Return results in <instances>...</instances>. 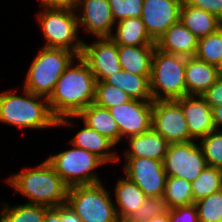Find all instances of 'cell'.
Segmentation results:
<instances>
[{"label":"cell","instance_id":"obj_34","mask_svg":"<svg viewBox=\"0 0 222 222\" xmlns=\"http://www.w3.org/2000/svg\"><path fill=\"white\" fill-rule=\"evenodd\" d=\"M167 210L163 197H147L140 208L131 213L125 222H147Z\"/></svg>","mask_w":222,"mask_h":222},{"label":"cell","instance_id":"obj_32","mask_svg":"<svg viewBox=\"0 0 222 222\" xmlns=\"http://www.w3.org/2000/svg\"><path fill=\"white\" fill-rule=\"evenodd\" d=\"M199 222H222V190L194 203Z\"/></svg>","mask_w":222,"mask_h":222},{"label":"cell","instance_id":"obj_18","mask_svg":"<svg viewBox=\"0 0 222 222\" xmlns=\"http://www.w3.org/2000/svg\"><path fill=\"white\" fill-rule=\"evenodd\" d=\"M221 76V69L196 57H186L185 83L187 95L204 94Z\"/></svg>","mask_w":222,"mask_h":222},{"label":"cell","instance_id":"obj_39","mask_svg":"<svg viewBox=\"0 0 222 222\" xmlns=\"http://www.w3.org/2000/svg\"><path fill=\"white\" fill-rule=\"evenodd\" d=\"M79 0H39L40 6L75 8Z\"/></svg>","mask_w":222,"mask_h":222},{"label":"cell","instance_id":"obj_30","mask_svg":"<svg viewBox=\"0 0 222 222\" xmlns=\"http://www.w3.org/2000/svg\"><path fill=\"white\" fill-rule=\"evenodd\" d=\"M195 57L222 68V27L214 33L199 38Z\"/></svg>","mask_w":222,"mask_h":222},{"label":"cell","instance_id":"obj_23","mask_svg":"<svg viewBox=\"0 0 222 222\" xmlns=\"http://www.w3.org/2000/svg\"><path fill=\"white\" fill-rule=\"evenodd\" d=\"M116 31L110 37L120 46H156L141 18H125L115 23Z\"/></svg>","mask_w":222,"mask_h":222},{"label":"cell","instance_id":"obj_8","mask_svg":"<svg viewBox=\"0 0 222 222\" xmlns=\"http://www.w3.org/2000/svg\"><path fill=\"white\" fill-rule=\"evenodd\" d=\"M69 150L50 155L47 161L68 187L96 184L101 178L93 172L106 164L96 154L74 145Z\"/></svg>","mask_w":222,"mask_h":222},{"label":"cell","instance_id":"obj_16","mask_svg":"<svg viewBox=\"0 0 222 222\" xmlns=\"http://www.w3.org/2000/svg\"><path fill=\"white\" fill-rule=\"evenodd\" d=\"M187 121L191 138L196 141L216 130L212 108L200 95H186L176 99Z\"/></svg>","mask_w":222,"mask_h":222},{"label":"cell","instance_id":"obj_36","mask_svg":"<svg viewBox=\"0 0 222 222\" xmlns=\"http://www.w3.org/2000/svg\"><path fill=\"white\" fill-rule=\"evenodd\" d=\"M169 222H199L195 204L169 209Z\"/></svg>","mask_w":222,"mask_h":222},{"label":"cell","instance_id":"obj_26","mask_svg":"<svg viewBox=\"0 0 222 222\" xmlns=\"http://www.w3.org/2000/svg\"><path fill=\"white\" fill-rule=\"evenodd\" d=\"M149 78L150 75H136L125 70H120L109 76L105 82L121 89L133 99L153 101Z\"/></svg>","mask_w":222,"mask_h":222},{"label":"cell","instance_id":"obj_35","mask_svg":"<svg viewBox=\"0 0 222 222\" xmlns=\"http://www.w3.org/2000/svg\"><path fill=\"white\" fill-rule=\"evenodd\" d=\"M113 19L116 22L125 18H141L143 0H108Z\"/></svg>","mask_w":222,"mask_h":222},{"label":"cell","instance_id":"obj_31","mask_svg":"<svg viewBox=\"0 0 222 222\" xmlns=\"http://www.w3.org/2000/svg\"><path fill=\"white\" fill-rule=\"evenodd\" d=\"M132 99L127 93L105 81L96 82L94 103L100 107L109 109Z\"/></svg>","mask_w":222,"mask_h":222},{"label":"cell","instance_id":"obj_21","mask_svg":"<svg viewBox=\"0 0 222 222\" xmlns=\"http://www.w3.org/2000/svg\"><path fill=\"white\" fill-rule=\"evenodd\" d=\"M70 143L78 148H82L96 154L105 163H115L120 159L119 154L112 152L111 149L116 145L106 136L89 128L84 122L83 128L76 133Z\"/></svg>","mask_w":222,"mask_h":222},{"label":"cell","instance_id":"obj_37","mask_svg":"<svg viewBox=\"0 0 222 222\" xmlns=\"http://www.w3.org/2000/svg\"><path fill=\"white\" fill-rule=\"evenodd\" d=\"M192 7L211 13L222 21V0H184Z\"/></svg>","mask_w":222,"mask_h":222},{"label":"cell","instance_id":"obj_20","mask_svg":"<svg viewBox=\"0 0 222 222\" xmlns=\"http://www.w3.org/2000/svg\"><path fill=\"white\" fill-rule=\"evenodd\" d=\"M129 149L124 152L125 158H150L163 161L170 143L153 128L147 132L128 137Z\"/></svg>","mask_w":222,"mask_h":222},{"label":"cell","instance_id":"obj_9","mask_svg":"<svg viewBox=\"0 0 222 222\" xmlns=\"http://www.w3.org/2000/svg\"><path fill=\"white\" fill-rule=\"evenodd\" d=\"M167 177L194 181L207 166L201 147L196 141L170 144L163 160Z\"/></svg>","mask_w":222,"mask_h":222},{"label":"cell","instance_id":"obj_3","mask_svg":"<svg viewBox=\"0 0 222 222\" xmlns=\"http://www.w3.org/2000/svg\"><path fill=\"white\" fill-rule=\"evenodd\" d=\"M14 91L0 92V122L24 129L55 128L57 120L53 117L48 99L23 89L24 96ZM17 94V95H16Z\"/></svg>","mask_w":222,"mask_h":222},{"label":"cell","instance_id":"obj_25","mask_svg":"<svg viewBox=\"0 0 222 222\" xmlns=\"http://www.w3.org/2000/svg\"><path fill=\"white\" fill-rule=\"evenodd\" d=\"M156 46L118 45L121 69L136 75H151L152 57Z\"/></svg>","mask_w":222,"mask_h":222},{"label":"cell","instance_id":"obj_17","mask_svg":"<svg viewBox=\"0 0 222 222\" xmlns=\"http://www.w3.org/2000/svg\"><path fill=\"white\" fill-rule=\"evenodd\" d=\"M80 118L89 128L96 130L101 135L106 136L115 145L120 142V130L117 122L112 117L109 109L100 107L95 103L84 108L77 116H67L57 121V126L74 125L70 119ZM73 123V124H72Z\"/></svg>","mask_w":222,"mask_h":222},{"label":"cell","instance_id":"obj_14","mask_svg":"<svg viewBox=\"0 0 222 222\" xmlns=\"http://www.w3.org/2000/svg\"><path fill=\"white\" fill-rule=\"evenodd\" d=\"M75 10L79 28L82 26L90 36H112L115 21L108 0H79Z\"/></svg>","mask_w":222,"mask_h":222},{"label":"cell","instance_id":"obj_5","mask_svg":"<svg viewBox=\"0 0 222 222\" xmlns=\"http://www.w3.org/2000/svg\"><path fill=\"white\" fill-rule=\"evenodd\" d=\"M41 10L37 19L46 40L43 47L66 49L81 56L84 41L79 39L75 8L42 6Z\"/></svg>","mask_w":222,"mask_h":222},{"label":"cell","instance_id":"obj_12","mask_svg":"<svg viewBox=\"0 0 222 222\" xmlns=\"http://www.w3.org/2000/svg\"><path fill=\"white\" fill-rule=\"evenodd\" d=\"M153 101L132 99L131 101L109 108L120 130V141L152 128Z\"/></svg>","mask_w":222,"mask_h":222},{"label":"cell","instance_id":"obj_28","mask_svg":"<svg viewBox=\"0 0 222 222\" xmlns=\"http://www.w3.org/2000/svg\"><path fill=\"white\" fill-rule=\"evenodd\" d=\"M163 199L167 209L194 204L191 182L167 177Z\"/></svg>","mask_w":222,"mask_h":222},{"label":"cell","instance_id":"obj_13","mask_svg":"<svg viewBox=\"0 0 222 222\" xmlns=\"http://www.w3.org/2000/svg\"><path fill=\"white\" fill-rule=\"evenodd\" d=\"M81 57L86 61L97 82L105 81L115 72L122 70L118 45L110 38H96L88 44L83 42Z\"/></svg>","mask_w":222,"mask_h":222},{"label":"cell","instance_id":"obj_38","mask_svg":"<svg viewBox=\"0 0 222 222\" xmlns=\"http://www.w3.org/2000/svg\"><path fill=\"white\" fill-rule=\"evenodd\" d=\"M201 96L206 100V103L211 108L221 106L222 105V75Z\"/></svg>","mask_w":222,"mask_h":222},{"label":"cell","instance_id":"obj_1","mask_svg":"<svg viewBox=\"0 0 222 222\" xmlns=\"http://www.w3.org/2000/svg\"><path fill=\"white\" fill-rule=\"evenodd\" d=\"M77 64H74L76 63ZM96 79L86 61L78 56L58 79L48 99L49 109L58 121L67 116H77L94 103Z\"/></svg>","mask_w":222,"mask_h":222},{"label":"cell","instance_id":"obj_11","mask_svg":"<svg viewBox=\"0 0 222 222\" xmlns=\"http://www.w3.org/2000/svg\"><path fill=\"white\" fill-rule=\"evenodd\" d=\"M125 176L147 195V197H163L167 175L163 161L150 158H125Z\"/></svg>","mask_w":222,"mask_h":222},{"label":"cell","instance_id":"obj_22","mask_svg":"<svg viewBox=\"0 0 222 222\" xmlns=\"http://www.w3.org/2000/svg\"><path fill=\"white\" fill-rule=\"evenodd\" d=\"M181 23L197 38L205 37L222 27V21L202 9L188 5L184 0L180 8Z\"/></svg>","mask_w":222,"mask_h":222},{"label":"cell","instance_id":"obj_10","mask_svg":"<svg viewBox=\"0 0 222 222\" xmlns=\"http://www.w3.org/2000/svg\"><path fill=\"white\" fill-rule=\"evenodd\" d=\"M152 128L170 144L194 141L180 104L176 100H154Z\"/></svg>","mask_w":222,"mask_h":222},{"label":"cell","instance_id":"obj_40","mask_svg":"<svg viewBox=\"0 0 222 222\" xmlns=\"http://www.w3.org/2000/svg\"><path fill=\"white\" fill-rule=\"evenodd\" d=\"M61 220L64 222H82L67 203L61 205Z\"/></svg>","mask_w":222,"mask_h":222},{"label":"cell","instance_id":"obj_7","mask_svg":"<svg viewBox=\"0 0 222 222\" xmlns=\"http://www.w3.org/2000/svg\"><path fill=\"white\" fill-rule=\"evenodd\" d=\"M102 182L69 187L66 203L82 222H119L116 205Z\"/></svg>","mask_w":222,"mask_h":222},{"label":"cell","instance_id":"obj_43","mask_svg":"<svg viewBox=\"0 0 222 222\" xmlns=\"http://www.w3.org/2000/svg\"><path fill=\"white\" fill-rule=\"evenodd\" d=\"M147 222H169V209L161 215L154 216Z\"/></svg>","mask_w":222,"mask_h":222},{"label":"cell","instance_id":"obj_27","mask_svg":"<svg viewBox=\"0 0 222 222\" xmlns=\"http://www.w3.org/2000/svg\"><path fill=\"white\" fill-rule=\"evenodd\" d=\"M47 208L29 203L14 206L5 203L0 210V222H44Z\"/></svg>","mask_w":222,"mask_h":222},{"label":"cell","instance_id":"obj_15","mask_svg":"<svg viewBox=\"0 0 222 222\" xmlns=\"http://www.w3.org/2000/svg\"><path fill=\"white\" fill-rule=\"evenodd\" d=\"M183 0H143L141 20L156 42L180 18Z\"/></svg>","mask_w":222,"mask_h":222},{"label":"cell","instance_id":"obj_42","mask_svg":"<svg viewBox=\"0 0 222 222\" xmlns=\"http://www.w3.org/2000/svg\"><path fill=\"white\" fill-rule=\"evenodd\" d=\"M213 121L216 127V130H221L222 127V105L212 108Z\"/></svg>","mask_w":222,"mask_h":222},{"label":"cell","instance_id":"obj_29","mask_svg":"<svg viewBox=\"0 0 222 222\" xmlns=\"http://www.w3.org/2000/svg\"><path fill=\"white\" fill-rule=\"evenodd\" d=\"M191 186L194 202L221 191L222 178L220 168L207 165L200 175L191 182Z\"/></svg>","mask_w":222,"mask_h":222},{"label":"cell","instance_id":"obj_6","mask_svg":"<svg viewBox=\"0 0 222 222\" xmlns=\"http://www.w3.org/2000/svg\"><path fill=\"white\" fill-rule=\"evenodd\" d=\"M186 57L159 50L153 53L150 75L152 100H176L187 95Z\"/></svg>","mask_w":222,"mask_h":222},{"label":"cell","instance_id":"obj_2","mask_svg":"<svg viewBox=\"0 0 222 222\" xmlns=\"http://www.w3.org/2000/svg\"><path fill=\"white\" fill-rule=\"evenodd\" d=\"M15 193L28 198L29 204L57 207L67 201L69 187L45 159L34 168H23L6 180Z\"/></svg>","mask_w":222,"mask_h":222},{"label":"cell","instance_id":"obj_19","mask_svg":"<svg viewBox=\"0 0 222 222\" xmlns=\"http://www.w3.org/2000/svg\"><path fill=\"white\" fill-rule=\"evenodd\" d=\"M198 40L179 20L156 41V47L167 53L195 57Z\"/></svg>","mask_w":222,"mask_h":222},{"label":"cell","instance_id":"obj_33","mask_svg":"<svg viewBox=\"0 0 222 222\" xmlns=\"http://www.w3.org/2000/svg\"><path fill=\"white\" fill-rule=\"evenodd\" d=\"M208 166L222 167V130H214L198 142Z\"/></svg>","mask_w":222,"mask_h":222},{"label":"cell","instance_id":"obj_41","mask_svg":"<svg viewBox=\"0 0 222 222\" xmlns=\"http://www.w3.org/2000/svg\"><path fill=\"white\" fill-rule=\"evenodd\" d=\"M44 222H64L61 220V205L45 210Z\"/></svg>","mask_w":222,"mask_h":222},{"label":"cell","instance_id":"obj_24","mask_svg":"<svg viewBox=\"0 0 222 222\" xmlns=\"http://www.w3.org/2000/svg\"><path fill=\"white\" fill-rule=\"evenodd\" d=\"M116 212L120 221H125L144 203L147 195L126 176L120 178L114 188Z\"/></svg>","mask_w":222,"mask_h":222},{"label":"cell","instance_id":"obj_4","mask_svg":"<svg viewBox=\"0 0 222 222\" xmlns=\"http://www.w3.org/2000/svg\"><path fill=\"white\" fill-rule=\"evenodd\" d=\"M77 57L66 49L42 47L27 71L22 88L49 99L58 79Z\"/></svg>","mask_w":222,"mask_h":222}]
</instances>
